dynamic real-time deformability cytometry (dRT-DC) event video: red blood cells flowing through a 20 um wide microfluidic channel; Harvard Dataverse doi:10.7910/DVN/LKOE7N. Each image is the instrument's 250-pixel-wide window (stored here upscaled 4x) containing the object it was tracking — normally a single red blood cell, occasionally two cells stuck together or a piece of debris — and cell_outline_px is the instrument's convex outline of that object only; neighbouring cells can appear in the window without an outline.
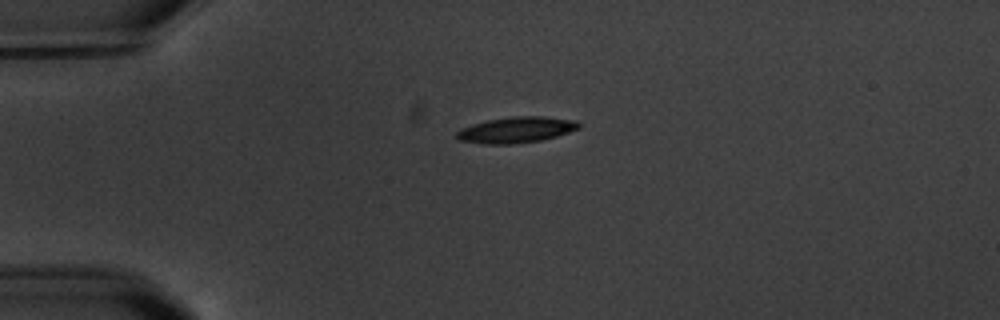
{"species": "common noctule bat (a hibernating species)", "species_latin": "Nyctalus noctula", "temperature_condition": "warm", "stored_images_in_passage": 3, "camera_frame_rate_fps": 3000, "um_per_image_px": 0.085, "animal": {"sex": "male", "body_mass_g": 20.1, "forearm_length_mm": 53.5}, "frame": {"image": 1, "passage_image": 1, "time_ms": 0.0, "image_size_px": [1000, 320], "cell_outline_px": [[580, 128], [556, 136], [540, 140], [508, 144], [484, 144], [460, 140], [456, 136], [456, 132], [460, 128], [472, 124], [488, 120], [512, 116], [544, 116], [576, 120], [580, 124]], "centroid_in_image_um": [43.87, 11.02], "position_along_channel_um": 41.1, "area_um2": 18.38}}